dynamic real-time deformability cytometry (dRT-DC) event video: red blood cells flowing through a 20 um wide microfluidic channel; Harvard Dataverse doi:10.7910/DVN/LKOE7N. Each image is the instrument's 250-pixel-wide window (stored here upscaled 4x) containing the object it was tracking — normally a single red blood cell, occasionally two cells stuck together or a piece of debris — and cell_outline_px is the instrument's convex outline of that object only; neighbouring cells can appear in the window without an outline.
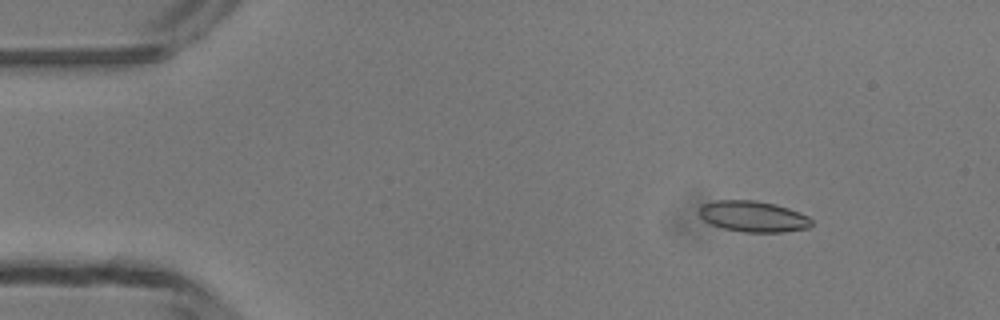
{"species": "common noctule bat (a hibernating species)", "species_latin": "Nyctalus noctula", "temperature_condition": "room temperature", "stored_images_in_passage": 48, "camera_frame_rate_fps": 3000, "um_per_image_px": 0.085, "animal": {"sex": "male", "body_mass_g": 13.3}, "frame": {"image": 1, "passage_image": 6, "time_ms": 1.667, "image_size_px": [1000, 320], "cell_outline_px": [[812, 224], [808, 228], [784, 232], [744, 232], [724, 228], [712, 224], [704, 220], [700, 216], [700, 208], [704, 204], [716, 200], [756, 200], [776, 204], [800, 212], [808, 216], [812, 220]], "centroid_in_image_um": [64.06, 18.39], "position_along_channel_um": 20.9, "area_um2": 20.23}}
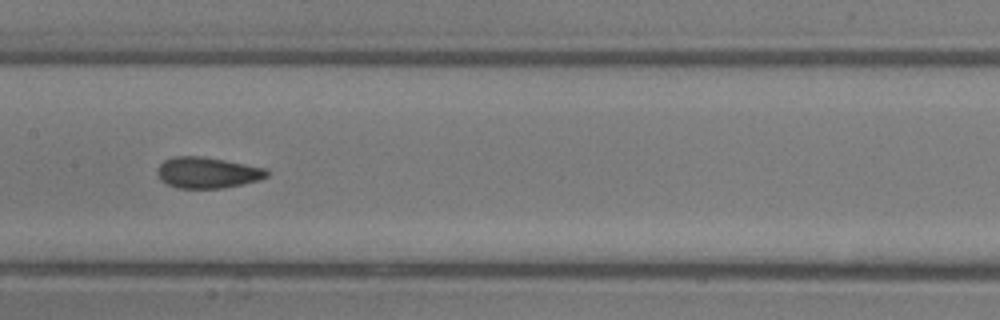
{"frame": {"image": 2, "passage_image": 24, "time_ms": 7.667, "image_size_px": [1000, 320], "cell_outline_px": [[268, 176], [260, 180], [224, 188], [180, 188], [168, 184], [160, 180], [156, 172], [156, 168], [164, 160], [176, 156], [204, 156], [268, 168]], "centroid_in_image_um": [17.64, 14.67], "position_along_channel_um": 189.8, "area_um2": 20.0}}
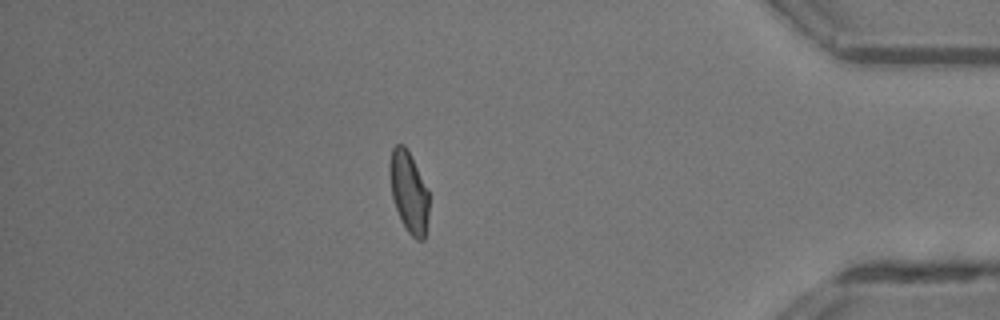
{"frame": {"image": 3, "passage_image": 42, "time_ms": 13.667, "image_size_px": [1000, 320], "cell_outline_px": [[428, 220], [424, 240], [416, 240], [408, 232], [396, 208], [392, 196], [388, 168], [392, 148], [396, 144], [404, 144], [428, 192]], "centroid_in_image_um": [34.73, 16.33], "position_along_channel_um": 400.5, "area_um2": 18.09}, "authors_computed_cell_mechanics": {"area_um2": 19.6231, "velocity_mm_per_s": 4.206, "shape_relaxation_time_tau1_ms": null, "shape_relaxation_time_tau2_ms": 1.1111, "deformation_change_tau1": null, "deformation_change_tau2": 0.0643}}